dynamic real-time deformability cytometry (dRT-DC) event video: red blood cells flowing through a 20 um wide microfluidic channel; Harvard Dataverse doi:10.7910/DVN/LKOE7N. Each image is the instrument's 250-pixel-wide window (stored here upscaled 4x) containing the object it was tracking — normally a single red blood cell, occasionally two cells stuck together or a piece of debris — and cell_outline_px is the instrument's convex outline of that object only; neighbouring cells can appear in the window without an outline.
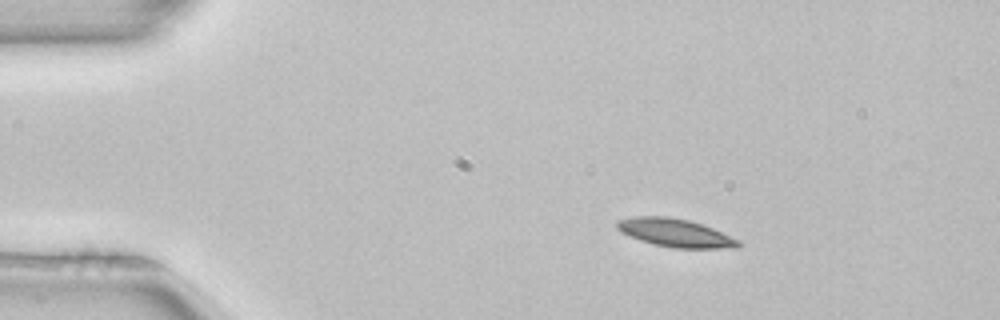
{"species": "common noctule bat (a hibernating species)", "species_latin": "Nyctalus noctula", "temperature_condition": "room temperature", "stored_images_in_passage": 3, "camera_frame_rate_fps": 3000, "um_per_image_px": 0.085, "animal": {"sex": "female", "body_mass_g": 22.7, "forearm_length_mm": 54.2}, "frame": {"image": 1, "passage_image": 2, "time_ms": 0.333, "image_size_px": [1000, 320], "cell_outline_px": [[740, 248], [672, 248], [652, 244], [640, 240], [616, 228], [616, 220], [632, 216], [664, 216], [688, 220], [712, 228], [740, 240]], "centroid_in_image_um": [57.4, 19.79], "position_along_channel_um": 27.6, "area_um2": 19.83}}